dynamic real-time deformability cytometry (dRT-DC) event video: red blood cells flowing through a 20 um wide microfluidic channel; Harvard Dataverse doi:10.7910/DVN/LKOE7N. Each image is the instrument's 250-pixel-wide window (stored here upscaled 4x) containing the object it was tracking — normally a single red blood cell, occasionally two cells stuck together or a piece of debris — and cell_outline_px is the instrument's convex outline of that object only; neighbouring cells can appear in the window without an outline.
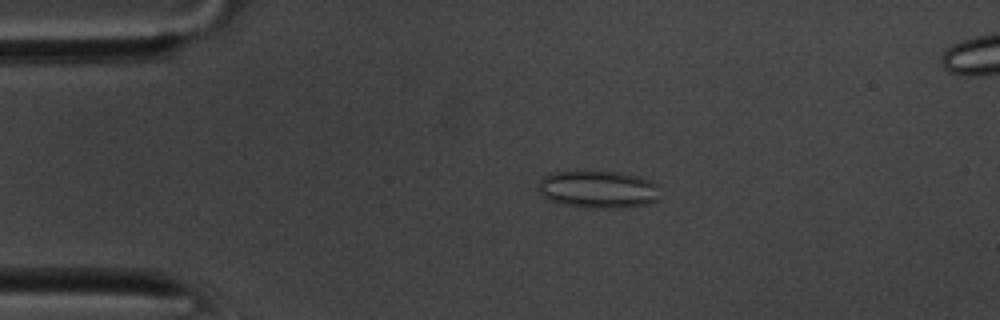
{"species": "common noctule bat (a hibernating species)", "species_latin": "Nyctalus noctula", "temperature_condition": "room temperature", "stored_images_in_passage": 55, "segment_of_instrument_passage": [1, 2], "camera_frame_rate_fps": 3000, "um_per_image_px": 0.085, "animal": {"sex": "male", "body_mass_g": 20.1, "forearm_length_mm": 53.5}, "frame": {"image": 1, "passage_image": 11, "time_ms": 3.333, "image_size_px": [1000, 320], "cell_outline_px": [[660, 200], [648, 204], [624, 208], [584, 208], [564, 204], [548, 200], [540, 192], [540, 180], [544, 176], [552, 172], [620, 172], [640, 176], [656, 184]], "centroid_in_image_um": [50.88, 16.12], "position_along_channel_um": 34.1, "area_um2": 26.59}}
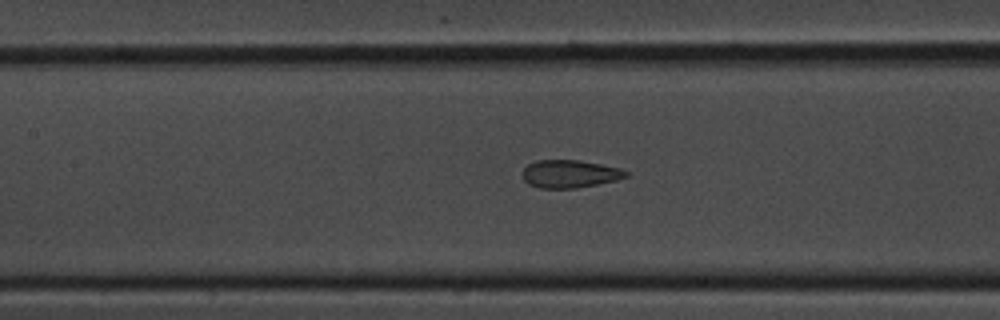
{"frame": {"image": 2, "passage_image": 24, "time_ms": 7.667, "image_size_px": [1000, 320], "cell_outline_px": [[632, 176], [616, 180], [576, 188], [540, 188], [528, 184], [524, 180], [524, 168], [528, 164], [536, 160], [580, 160], [620, 168], [628, 172]], "centroid_in_image_um": [48.46, 14.77], "position_along_channel_um": 158.9, "area_um2": 16.76}}
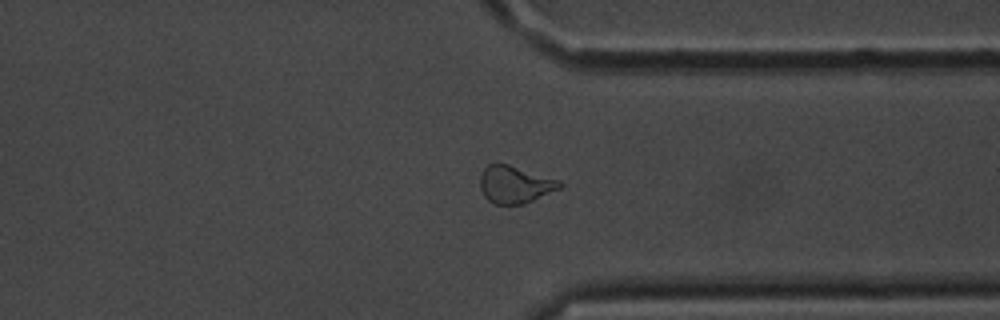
{"frame": {"image": 3, "passage_image": 41, "time_ms": 13.333, "image_size_px": [1000, 320], "cell_outline_px": [[564, 184], [560, 188], [524, 204], [496, 204], [488, 200], [484, 196], [480, 188], [480, 176], [484, 168], [488, 164], [508, 164], [560, 180]], "centroid_in_image_um": [43.76, 15.68], "position_along_channel_um": 367.6, "area_um2": 17.22}}